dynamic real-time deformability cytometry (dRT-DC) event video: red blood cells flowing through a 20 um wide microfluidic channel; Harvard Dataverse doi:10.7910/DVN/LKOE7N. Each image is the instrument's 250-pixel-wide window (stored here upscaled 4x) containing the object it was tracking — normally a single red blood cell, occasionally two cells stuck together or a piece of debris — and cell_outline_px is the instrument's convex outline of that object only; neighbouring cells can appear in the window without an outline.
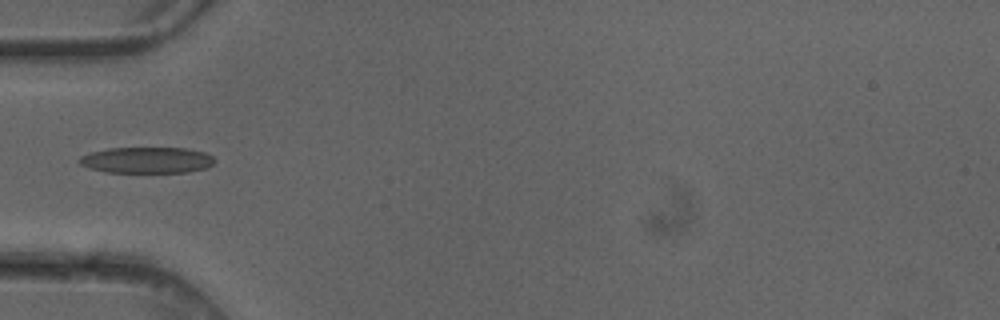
{"species": "common noctule bat (a hibernating species)", "species_latin": "Nyctalus noctula", "temperature_condition": "cold", "stored_images_in_passage": 3, "camera_frame_rate_fps": 3000, "um_per_image_px": 0.085, "animal": {"sex": "female"}, "frame": {"image": 1, "passage_image": 2, "time_ms": 0.333, "image_size_px": [1000, 320], "cell_outline_px": [[216, 160], [208, 168], [188, 172], [104, 172], [88, 168], [80, 164], [76, 160], [80, 156], [92, 152], [108, 148], [188, 148], [204, 152], [212, 156]], "centroid_in_image_um": [12.47, 13.61], "position_along_channel_um": 72.5, "area_um2": 20.75}}
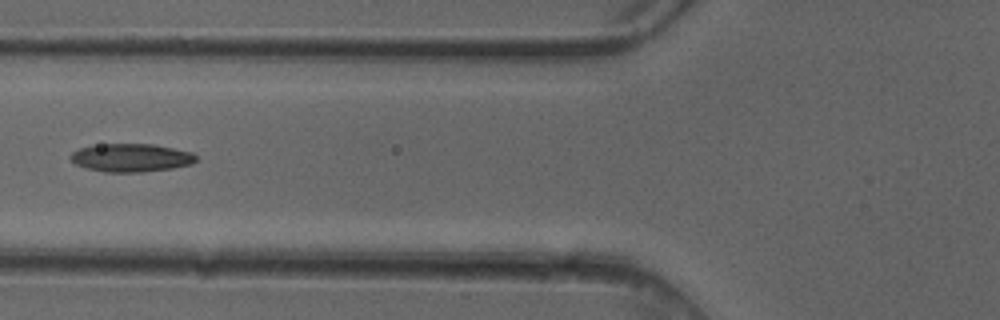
{"frame": {"image": 2, "passage_image": 3, "time_ms": 0.667, "image_size_px": [1000, 320], "cell_outline_px": [[196, 160], [192, 164], [172, 168], [140, 172], [104, 172], [88, 168], [76, 164], [68, 156], [72, 152], [80, 148], [100, 144], [152, 144], [192, 152], [196, 156]], "centroid_in_image_um": [11.14, 13.4], "position_along_channel_um": 114.7, "area_um2": 20.46}}